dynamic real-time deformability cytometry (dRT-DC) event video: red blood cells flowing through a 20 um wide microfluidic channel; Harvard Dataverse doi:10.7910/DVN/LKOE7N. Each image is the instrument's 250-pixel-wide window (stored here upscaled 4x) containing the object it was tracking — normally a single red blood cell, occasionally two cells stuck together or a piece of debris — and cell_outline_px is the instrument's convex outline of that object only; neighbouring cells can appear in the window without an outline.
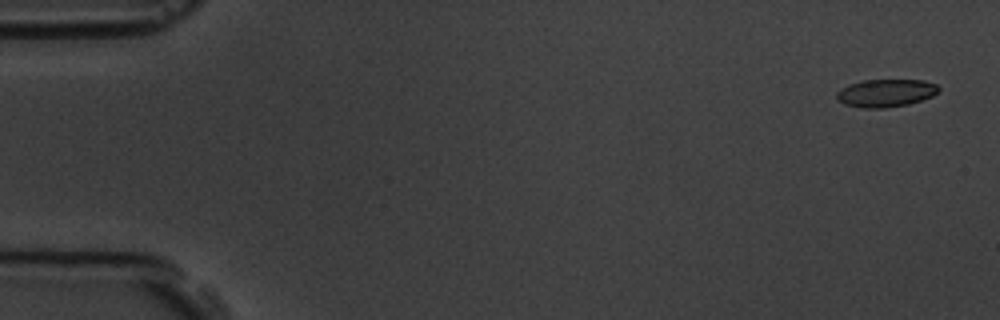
{"species": "common noctule bat (a hibernating species)", "species_latin": "Nyctalus noctula", "temperature_condition": "room temperature", "stored_images_in_passage": 11, "camera_frame_rate_fps": 3000, "um_per_image_px": 0.085, "animal": {"sex": "male", "body_mass_g": 19.5, "forearm_length_mm": 54.6}, "frame": {"image": 1, "passage_image": 1, "time_ms": 0.0, "image_size_px": [1000, 320], "cell_outline_px": [[940, 88], [932, 96], [908, 104], [884, 108], [864, 108], [844, 104], [836, 100], [836, 92], [848, 84], [864, 80], [924, 80], [936, 84]], "centroid_in_image_um": [75.25, 7.9], "position_along_channel_um": 9.7, "area_um2": 16.47}}
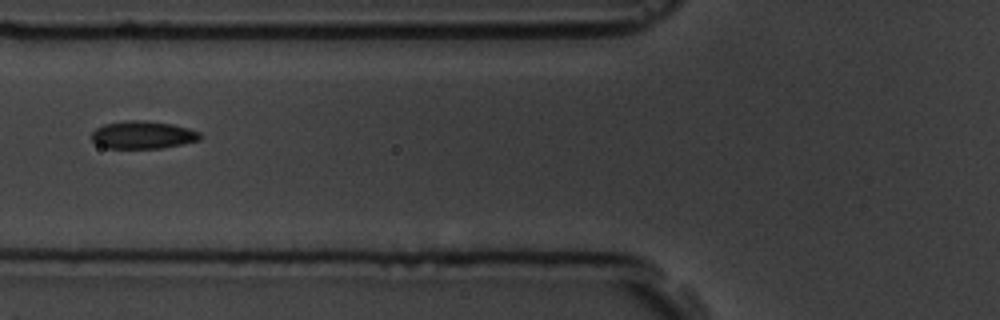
{"frame": {"image": 2, "passage_image": 6, "time_ms": 6.667, "image_size_px": [1000, 320], "cell_outline_px": [[200, 140], [164, 148], [108, 148], [96, 144], [92, 140], [92, 132], [96, 128], [104, 124], [128, 120], [144, 120], [172, 124], [188, 128], [200, 132]], "centroid_in_image_um": [12.14, 11.46], "position_along_channel_um": 113.7, "area_um2": 17.51}}
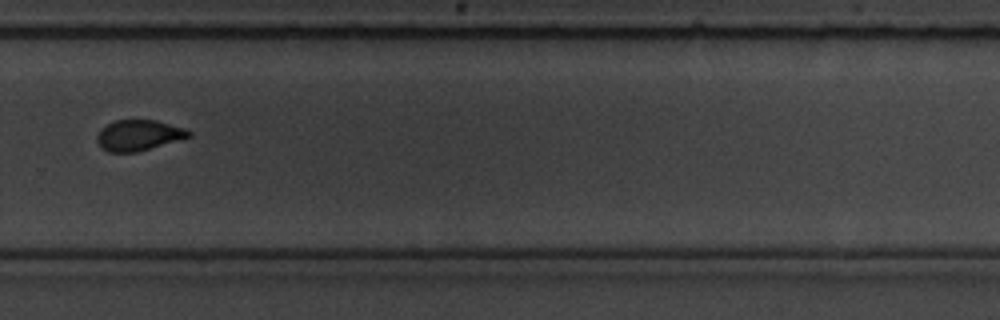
{"frame": {"image": 3, "passage_image": 11, "time_ms": 12.333, "image_size_px": [1000, 320], "cell_outline_px": [[192, 136], [136, 152], [108, 152], [100, 148], [96, 140], [96, 136], [100, 128], [116, 120], [156, 120], [184, 128], [192, 132]], "centroid_in_image_um": [11.74, 11.5], "position_along_channel_um": 318.1, "area_um2": 16.42}}